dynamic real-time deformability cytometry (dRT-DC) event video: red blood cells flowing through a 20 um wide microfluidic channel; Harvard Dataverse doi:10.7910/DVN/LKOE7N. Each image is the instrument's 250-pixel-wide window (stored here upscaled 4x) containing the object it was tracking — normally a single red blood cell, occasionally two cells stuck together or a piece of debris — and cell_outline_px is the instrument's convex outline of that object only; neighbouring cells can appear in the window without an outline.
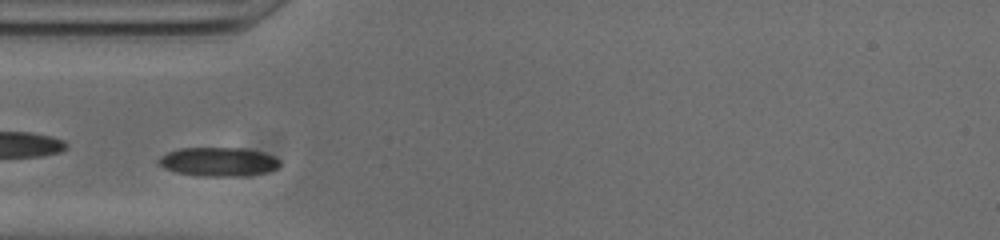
{"species": "common noctule bat (a hibernating species)", "species_latin": "Nyctalus noctula", "temperature_condition": "cold", "stored_images_in_passage": 38, "camera_frame_rate_fps": 3000, "um_per_image_px": 0.085, "animal": {"sex": "male", "body_mass_g": 20.0, "forearm_length_mm": 53.3}, "frame": {"image": 1, "passage_image": 2, "time_ms": 0.333, "image_size_px": [1000, 240], "cell_outline_px": [[280, 164], [276, 168], [268, 172], [244, 176], [200, 176], [176, 172], [164, 168], [156, 164], [160, 156], [168, 152], [180, 148], [244, 148], [276, 156], [280, 160]], "centroid_in_image_um": [18.56, 13.75], "position_along_channel_um": 66.4, "area_um2": 20.58}}
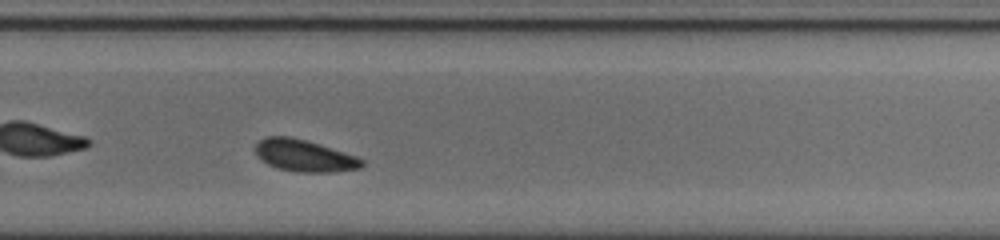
{"frame": {"image": 2, "passage_image": 21, "time_ms": 6.667, "image_size_px": [1000, 240], "cell_outline_px": [[364, 164], [360, 168], [332, 172], [296, 172], [276, 168], [268, 164], [256, 156], [256, 140], [264, 136], [288, 136], [304, 140], [344, 152], [356, 156], [364, 160]], "centroid_in_image_um": [25.82, 13.23], "position_along_channel_um": 304.0, "area_um2": 19.77}}
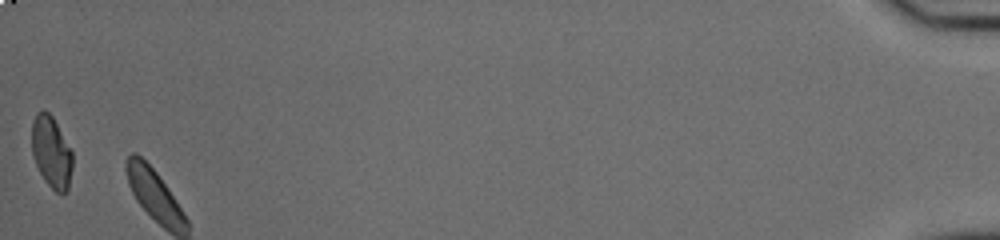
{"frame": {"image": 3, "passage_image": 38, "time_ms": 12.333, "image_size_px": [1000, 240], "cell_outline_px": [[72, 168], [68, 192], [56, 192], [44, 180], [36, 164], [32, 152], [32, 120], [36, 112], [44, 108], [52, 116], [72, 152]], "centroid_in_image_um": [4.36, 12.91], "position_along_channel_um": 430.8, "area_um2": 16.94}, "authors_computed_cell_mechanics": {"area_um2": 19.7098, "velocity_mm_per_s": 3.7468, "shape_relaxation_time_tau1_ms": 4.2734, "shape_relaxation_time_tau2_ms": 8.5566, "deformation_change_tau1": 0.0811, "deformation_change_tau2": 0.1279}}